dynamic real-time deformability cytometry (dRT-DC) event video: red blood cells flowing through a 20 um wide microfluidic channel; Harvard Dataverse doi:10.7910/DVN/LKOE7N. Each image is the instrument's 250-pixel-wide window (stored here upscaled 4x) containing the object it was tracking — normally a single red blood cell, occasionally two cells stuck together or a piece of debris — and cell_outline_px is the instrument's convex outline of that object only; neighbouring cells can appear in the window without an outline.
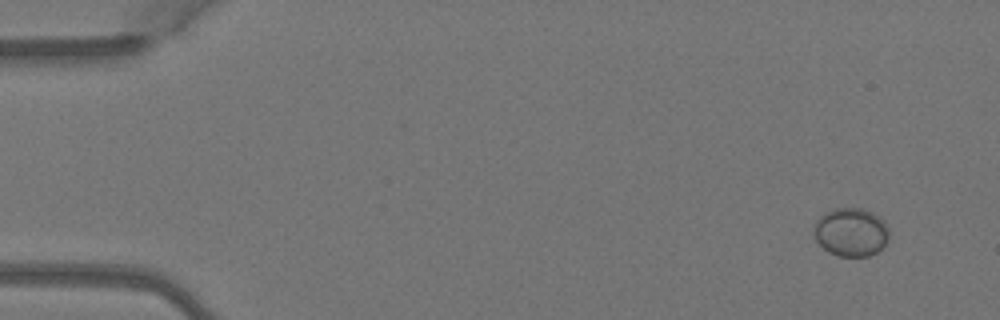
{"species": "Egyptian fruit bat (a non-hibernating species)", "species_latin": "Rousettus aegyptiacus", "temperature_condition": "warm", "stored_images_in_passage": 6, "camera_frame_rate_fps": 3000, "um_per_image_px": 0.085, "animal": {"sex": "female"}, "frame": {"image": 1, "passage_image": 1, "time_ms": 0.0, "image_size_px": [1000, 320], "cell_outline_px": [[888, 240], [876, 252], [868, 256], [840, 256], [828, 252], [816, 240], [816, 220], [824, 212], [832, 208], [864, 208], [880, 216], [888, 224]], "centroid_in_image_um": [72.36, 19.7], "position_along_channel_um": 12.6, "area_um2": 21.21}}
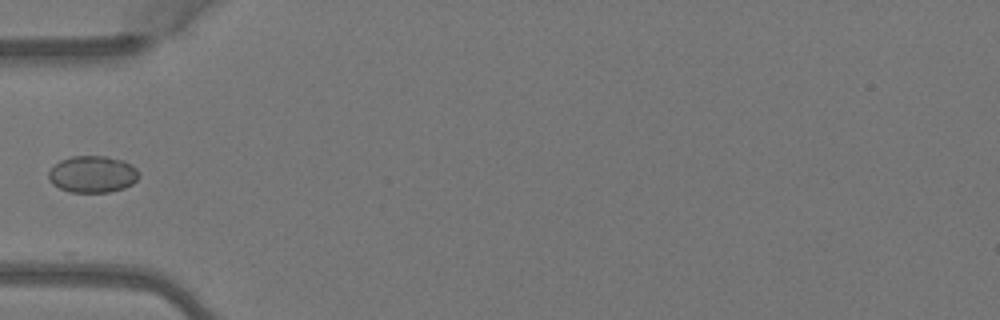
{"frame": {"image": 2, "passage_image": 5, "time_ms": 1.333, "image_size_px": [1000, 320], "cell_outline_px": [[140, 176], [132, 184], [124, 188], [112, 192], [72, 192], [60, 188], [52, 184], [48, 180], [48, 172], [60, 160], [72, 156], [104, 156], [124, 160], [132, 164], [140, 172]], "centroid_in_image_um": [7.9, 14.81], "position_along_channel_um": 77.1, "area_um2": 19.54}}
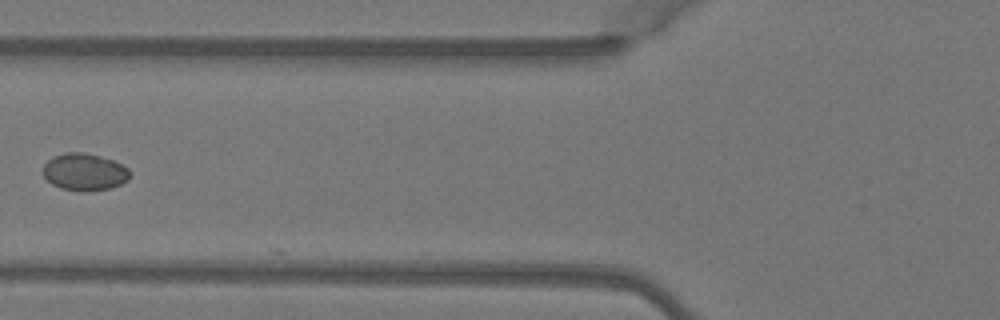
{"frame": {"image": 3, "passage_image": 6, "time_ms": 1.667, "image_size_px": [1000, 320], "cell_outline_px": [[132, 176], [128, 180], [112, 188], [88, 192], [80, 192], [60, 188], [52, 184], [40, 172], [44, 164], [52, 156], [64, 152], [80, 152], [100, 156], [112, 160], [128, 168], [132, 172]], "centroid_in_image_um": [7.17, 14.63], "position_along_channel_um": 118.6, "area_um2": 19.25}}